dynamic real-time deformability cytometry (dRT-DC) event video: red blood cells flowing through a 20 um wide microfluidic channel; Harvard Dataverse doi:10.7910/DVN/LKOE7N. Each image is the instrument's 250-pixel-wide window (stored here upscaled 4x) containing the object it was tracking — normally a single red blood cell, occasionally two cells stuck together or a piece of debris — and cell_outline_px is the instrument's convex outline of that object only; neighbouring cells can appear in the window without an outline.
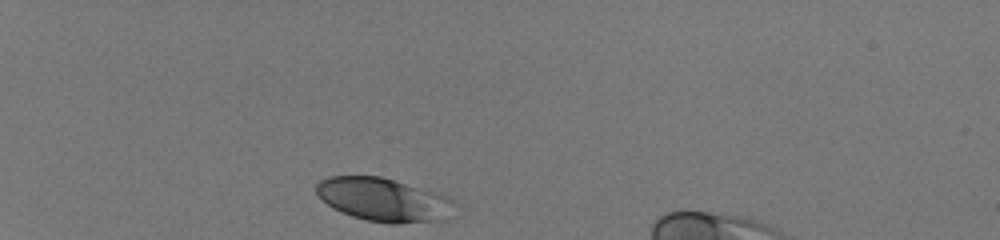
{"species": "human", "species_latin": "Homo sapiens", "temperature_condition": "room temperature", "stored_images_in_passage": 32, "camera_frame_rate_fps": 3000, "um_per_image_px": 0.085, "donor": {"sex": "male"}, "frame": {"image": 1, "passage_image": 1, "time_ms": 0.0, "image_size_px": [1000, 240], "cell_outline_px": [[456, 204], [444, 220], [396, 224], [392, 224], [368, 220], [352, 216], [340, 212], [332, 208], [316, 192], [316, 184], [320, 180], [328, 176], [380, 176], [440, 192], [448, 196]], "centroid_in_image_um": [32.63, 16.96], "position_along_channel_um": 52.4, "area_um2": 35.14}}
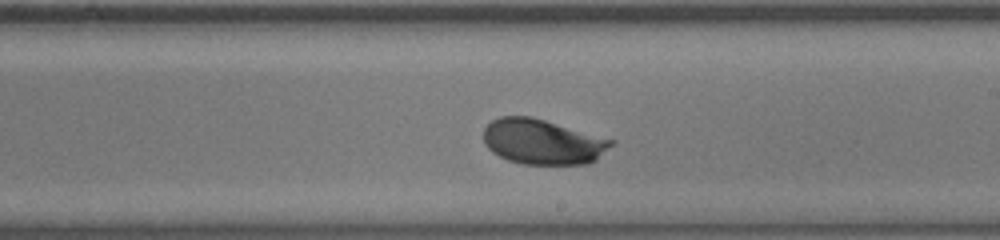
{"frame": {"image": 2, "passage_image": 19, "time_ms": 6.0, "image_size_px": [1000, 240], "cell_outline_px": [[616, 144], [596, 160], [588, 164], [524, 164], [508, 160], [492, 152], [484, 144], [484, 128], [492, 120], [500, 116], [532, 116], [616, 140]], "centroid_in_image_um": [46.17, 12.04], "position_along_channel_um": 242.8, "area_um2": 33.99}}
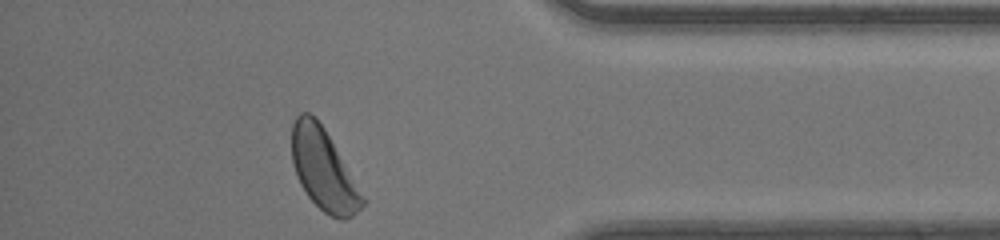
{"frame": {"image": 3, "passage_image": 32, "time_ms": 10.333, "image_size_px": [1000, 240], "cell_outline_px": [[364, 204], [352, 216], [344, 220], [340, 220], [324, 212], [308, 196], [300, 184], [296, 176], [292, 160], [292, 124], [296, 116], [300, 112], [308, 112], [324, 128], [364, 196]], "centroid_in_image_um": [27.48, 14.42], "position_along_channel_um": 407.7, "area_um2": 32.83}, "authors_computed_cell_mechanics": {"area_um2": 33.4373, "velocity_mm_per_s": 4.1275, "shape_relaxation_time_tau1_ms": 1.4439, "shape_relaxation_time_tau2_ms": null, "deformation_change_tau1": 0.1083, "deformation_change_tau2": null}}